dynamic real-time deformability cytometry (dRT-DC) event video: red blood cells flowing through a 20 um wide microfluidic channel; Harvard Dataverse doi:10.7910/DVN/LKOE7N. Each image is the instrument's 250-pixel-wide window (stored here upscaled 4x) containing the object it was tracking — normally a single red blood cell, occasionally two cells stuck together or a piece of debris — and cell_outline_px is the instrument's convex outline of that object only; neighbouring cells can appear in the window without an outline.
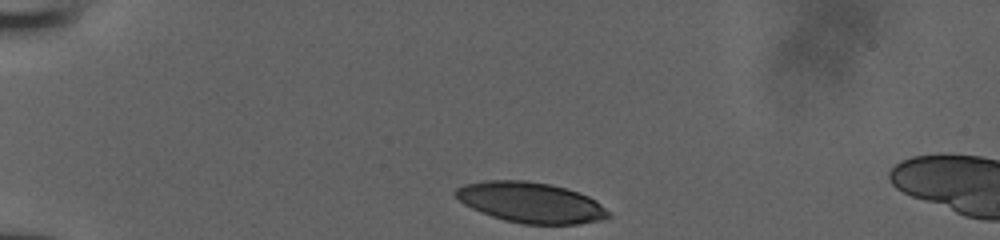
{"species": "human", "species_latin": "Homo sapiens", "temperature_condition": "room temperature", "stored_images_in_passage": 32, "camera_frame_rate_fps": 3000, "um_per_image_px": 0.085, "donor": {"sex": "male"}, "frame": {"image": 1, "passage_image": 1, "time_ms": 0.0, "image_size_px": [1000, 240], "cell_outline_px": [[612, 216], [608, 220], [580, 224], [524, 224], [504, 220], [480, 212], [464, 204], [452, 192], [456, 188], [464, 184], [484, 180], [528, 180], [548, 184], [564, 188], [588, 196], [596, 200]], "centroid_in_image_um": [45.12, 17.22], "position_along_channel_um": 39.9, "area_um2": 36.24}}
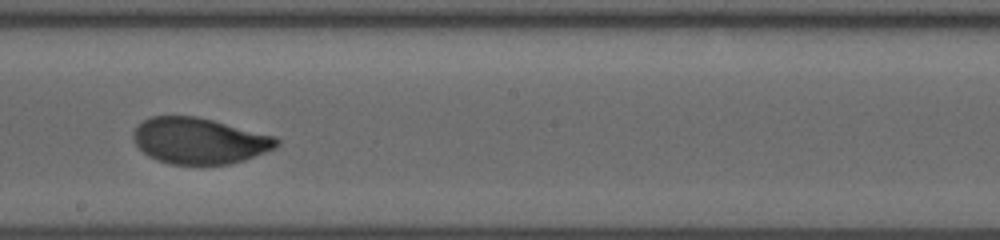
{"frame": {"image": 2, "passage_image": 19, "time_ms": 6.0, "image_size_px": [1000, 240], "cell_outline_px": [[280, 144], [276, 148], [244, 160], [228, 164], [168, 164], [156, 160], [148, 156], [136, 144], [132, 136], [132, 132], [144, 120], [152, 116], [196, 116], [276, 136], [280, 140]], "centroid_in_image_um": [16.95, 11.97], "position_along_channel_um": 231.2, "area_um2": 38.44}}
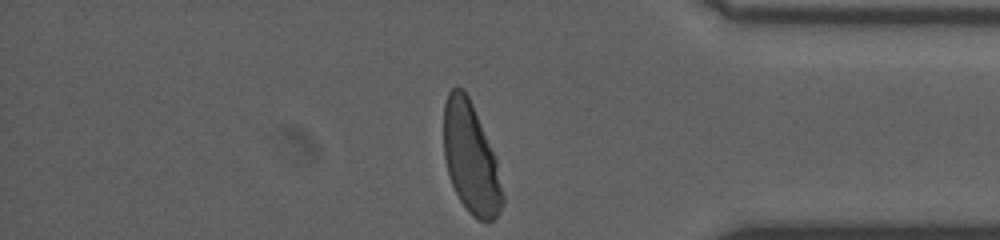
{"frame": {"image": 3, "passage_image": 32, "time_ms": 10.333, "image_size_px": [1000, 240], "cell_outline_px": [[504, 204], [496, 216], [492, 220], [480, 220], [472, 216], [468, 212], [460, 200], [452, 184], [448, 172], [444, 156], [444, 104], [448, 92], [456, 84], [464, 88], [472, 104], [496, 156], [504, 196]], "centroid_in_image_um": [40.02, 13.43], "position_along_channel_um": 395.2, "area_um2": 38.03}}